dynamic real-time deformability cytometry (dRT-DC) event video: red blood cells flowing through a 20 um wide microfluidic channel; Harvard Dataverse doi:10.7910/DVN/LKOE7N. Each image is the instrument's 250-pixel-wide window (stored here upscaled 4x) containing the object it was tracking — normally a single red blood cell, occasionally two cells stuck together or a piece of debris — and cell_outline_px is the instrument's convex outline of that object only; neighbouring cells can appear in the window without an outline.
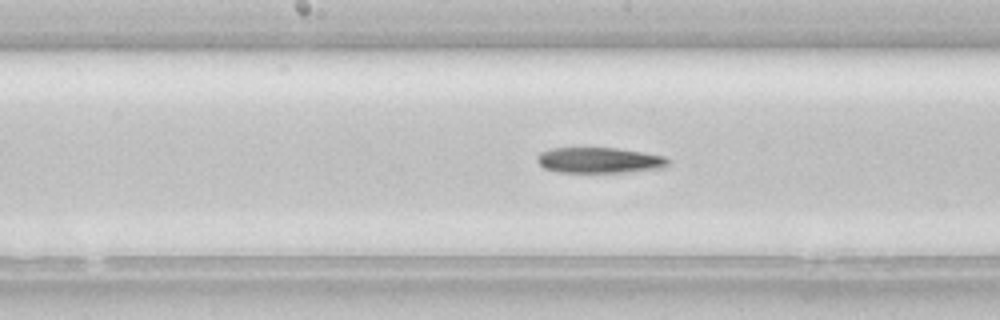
{"species": "common noctule bat (a hibernating species)", "species_latin": "Nyctalus noctula", "temperature_condition": "room temperature", "stored_images_in_passage": 35, "camera_frame_rate_fps": 3000, "um_per_image_px": 0.085, "animal": {"sex": "female", "body_mass_g": 22.7, "forearm_length_mm": 54.2}, "frame": {"image": 1, "passage_image": 10, "time_ms": 3.0, "image_size_px": [1000, 320], "cell_outline_px": [[668, 164], [664, 168], [624, 172], [560, 172], [544, 168], [536, 160], [536, 156], [540, 152], [548, 148], [616, 148], [644, 152], [664, 156], [668, 160]], "centroid_in_image_um": [50.92, 13.61], "position_along_channel_um": 197.3, "area_um2": 19.59}}
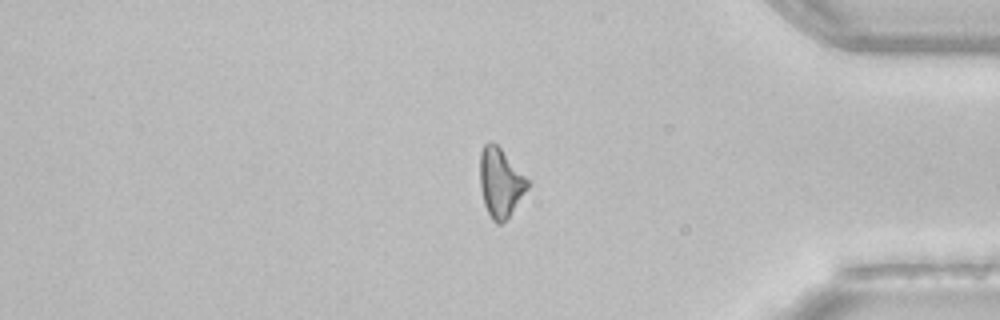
{"frame": {"image": 2, "passage_image": 26, "time_ms": 8.333, "image_size_px": [1000, 320], "cell_outline_px": [[528, 188], [508, 216], [500, 224], [496, 224], [492, 220], [484, 204], [480, 188], [480, 152], [484, 144], [488, 140], [492, 140], [500, 148], [528, 180]], "centroid_in_image_um": [42.49, 15.49], "position_along_channel_um": 392.7, "area_um2": 18.79}}
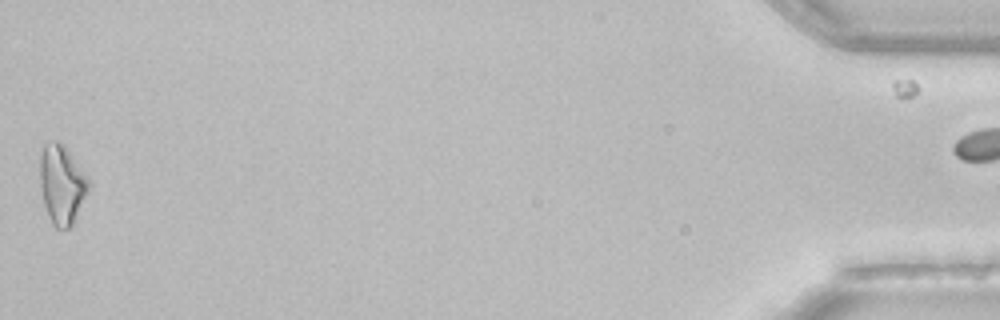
{"frame": {"image": 3, "passage_image": 34, "time_ms": 11.0, "image_size_px": [1000, 320], "cell_outline_px": [[92, 184], [72, 224], [68, 228], [56, 228], [52, 224], [48, 216], [44, 204], [40, 188], [40, 156], [44, 144], [52, 140], [56, 140], [64, 144]], "centroid_in_image_um": [5.25, 15.65], "position_along_channel_um": 430.0, "area_um2": 22.43}, "authors_computed_cell_mechanics": {"area_um2": 19.5942, "velocity_mm_per_s": 4.1509, "shape_relaxation_time_tau1_ms": null, "shape_relaxation_time_tau2_ms": 6.0266, "deformation_change_tau1": null, "deformation_change_tau2": 0.233}}